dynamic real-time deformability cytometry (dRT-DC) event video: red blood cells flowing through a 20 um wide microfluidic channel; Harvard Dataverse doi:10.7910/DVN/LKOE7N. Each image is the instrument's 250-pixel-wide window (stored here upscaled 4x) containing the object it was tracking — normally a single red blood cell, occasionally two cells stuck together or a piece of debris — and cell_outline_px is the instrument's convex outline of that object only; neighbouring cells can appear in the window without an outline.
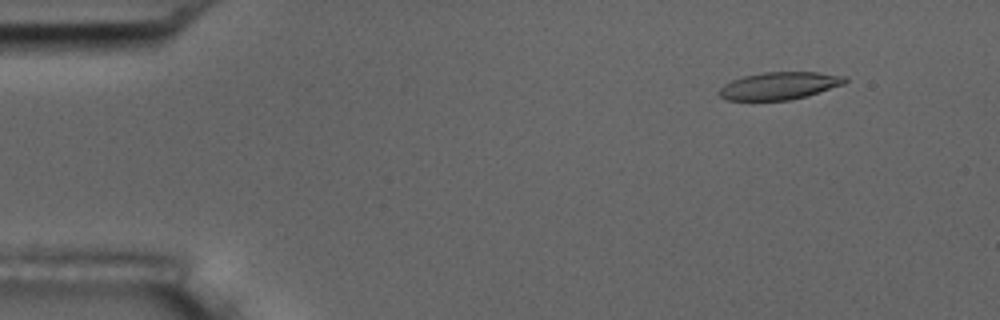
{"species": "common noctule bat (a hibernating species)", "species_latin": "Nyctalus noctula", "temperature_condition": "room temperature", "stored_images_in_passage": 55, "camera_frame_rate_fps": 3000, "um_per_image_px": 0.085, "animal": {"sex": "male", "body_mass_g": 17.5, "forearm_length_mm": 52.3}, "frame": {"image": 1, "passage_image": 6, "time_ms": 1.667, "image_size_px": [1000, 320], "cell_outline_px": [[848, 80], [844, 84], [808, 96], [788, 100], [728, 100], [720, 96], [716, 92], [724, 84], [732, 80], [744, 76], [764, 72], [816, 72], [848, 76]], "centroid_in_image_um": [66.26, 7.29], "position_along_channel_um": 18.7, "area_um2": 20.23}}
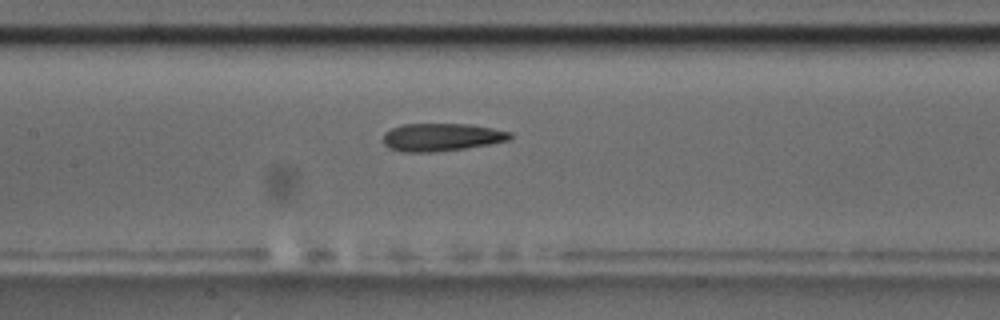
{"frame": {"image": 2, "passage_image": 26, "time_ms": 8.333, "image_size_px": [1000, 320], "cell_outline_px": [[512, 136], [508, 140], [488, 144], [464, 148], [432, 152], [400, 152], [388, 148], [384, 144], [384, 132], [392, 128], [404, 124], [472, 124], [512, 132]], "centroid_in_image_um": [37.5, 11.66], "position_along_channel_um": 169.9, "area_um2": 20.52}}
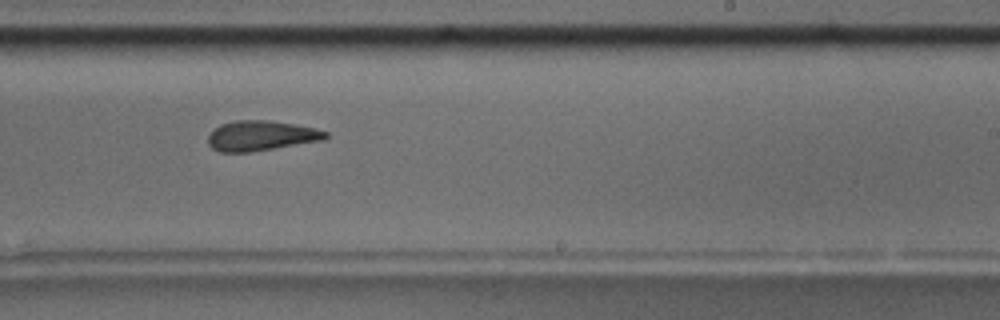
{"frame": {"image": 3, "passage_image": 34, "time_ms": 11.0, "image_size_px": [1000, 320], "cell_outline_px": [[328, 136], [324, 140], [248, 152], [220, 152], [212, 148], [208, 144], [208, 136], [212, 128], [220, 124], [236, 120], [268, 120], [296, 124], [316, 128], [328, 132]], "centroid_in_image_um": [22.17, 11.52], "position_along_channel_um": 266.8, "area_um2": 20.69}, "authors_computed_cell_mechanics": {"area_um2": 20.9814, "velocity_mm_per_s": 3.646, "shape_relaxation_time_tau1_ms": 7.784, "shape_relaxation_time_tau2_ms": 3.4205, "deformation_change_tau1": 0.2021, "deformation_change_tau2": 0.1344}}